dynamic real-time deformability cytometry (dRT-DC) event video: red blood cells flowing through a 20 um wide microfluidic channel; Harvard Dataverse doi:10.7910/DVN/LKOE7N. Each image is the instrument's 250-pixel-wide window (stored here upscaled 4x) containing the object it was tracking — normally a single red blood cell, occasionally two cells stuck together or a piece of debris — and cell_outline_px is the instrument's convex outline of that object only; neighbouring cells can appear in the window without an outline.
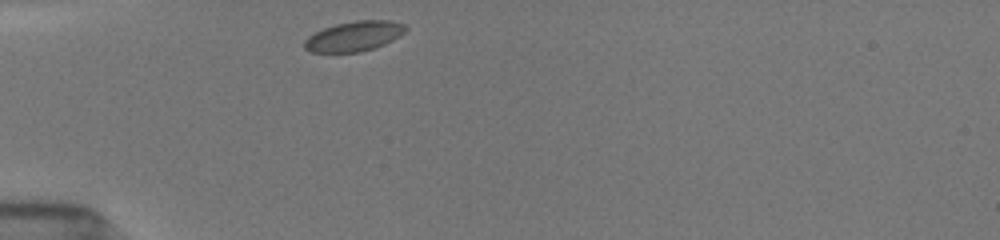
{"species": "common noctule bat (a hibernating species)", "species_latin": "Nyctalus noctula", "temperature_condition": "room temperature", "stored_images_in_passage": 30, "camera_frame_rate_fps": 3000, "um_per_image_px": 0.085, "animal": {"sex": "female", "body_mass_g": 19.5, "forearm_length_mm": 54.1}, "frame": {"image": 1, "passage_image": 1, "time_ms": 0.0, "image_size_px": [1000, 240], "cell_outline_px": [[408, 28], [400, 36], [384, 44], [360, 52], [312, 52], [304, 48], [304, 40], [308, 36], [324, 28], [336, 24], [356, 20], [388, 20], [404, 24]], "centroid_in_image_um": [30.1, 3.07], "position_along_channel_um": 54.9, "area_um2": 17.57}}
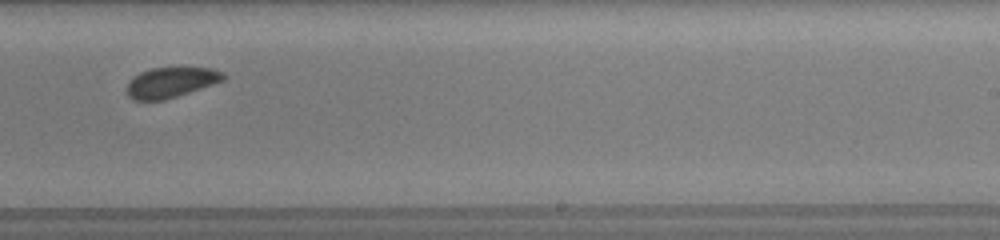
{"frame": {"image": 2, "passage_image": 16, "time_ms": 6.0, "image_size_px": [1000, 240], "cell_outline_px": [[224, 80], [164, 100], [132, 100], [128, 96], [124, 88], [128, 80], [132, 76], [140, 72], [152, 68], [212, 68], [224, 72]], "centroid_in_image_um": [14.44, 7.0], "position_along_channel_um": 274.6, "area_um2": 17.05}}
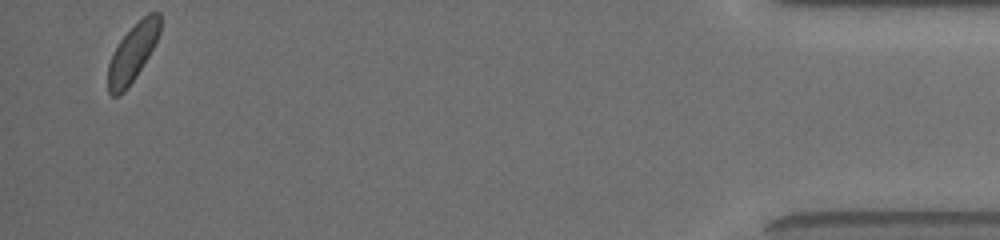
{"frame": {"image": 3, "passage_image": 30, "time_ms": 11.667, "image_size_px": [1000, 240], "cell_outline_px": [[160, 32], [148, 56], [136, 76], [124, 92], [116, 96], [112, 96], [108, 92], [108, 64], [120, 40], [148, 12], [160, 12]], "centroid_in_image_um": [11.27, 4.51], "position_along_channel_um": 423.9, "area_um2": 16.94}, "authors_computed_cell_mechanics": {"area_um2": 17.7735, "velocity_mm_per_s": 3.9031, "shape_relaxation_time_tau1_ms": null, "shape_relaxation_time_tau2_ms": 3.1606, "deformation_change_tau1": null, "deformation_change_tau2": 0.0705}}